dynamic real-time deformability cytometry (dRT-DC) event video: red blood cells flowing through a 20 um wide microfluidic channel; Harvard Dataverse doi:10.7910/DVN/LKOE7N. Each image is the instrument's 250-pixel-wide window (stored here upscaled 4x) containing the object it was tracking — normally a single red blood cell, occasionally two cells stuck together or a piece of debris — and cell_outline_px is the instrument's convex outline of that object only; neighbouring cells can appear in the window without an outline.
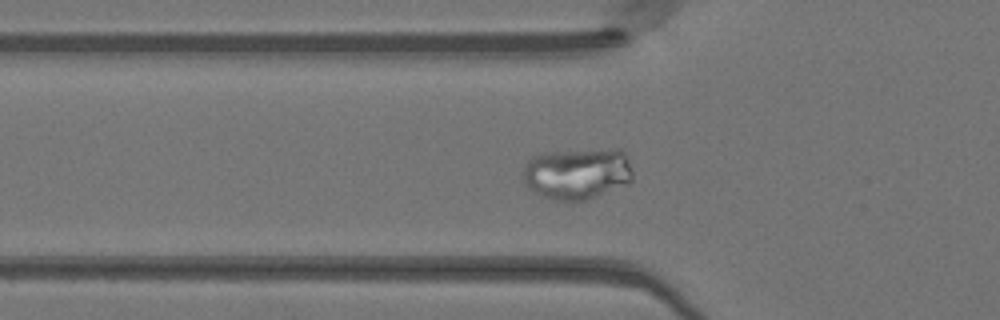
{"species": "Egyptian fruit bat (a non-hibernating species)", "species_latin": "Rousettus aegyptiacus", "temperature_condition": "warm", "stored_images_in_passage": 52, "segment_of_instrument_passage": [1, 2], "camera_frame_rate_fps": 3000, "um_per_image_px": 0.085, "animal": {"sex": "female"}, "frame": {"image": 1, "passage_image": 18, "time_ms": 5.667, "image_size_px": [1000, 320], "cell_outline_px": [[632, 180], [628, 184], [588, 200], [552, 200], [528, 188], [524, 184], [520, 176], [524, 164], [532, 156], [540, 152], [616, 148], [620, 148], [624, 152], [628, 160], [632, 172]], "centroid_in_image_um": [49.03, 14.73], "position_along_channel_um": 76.8, "area_um2": 33.64}}